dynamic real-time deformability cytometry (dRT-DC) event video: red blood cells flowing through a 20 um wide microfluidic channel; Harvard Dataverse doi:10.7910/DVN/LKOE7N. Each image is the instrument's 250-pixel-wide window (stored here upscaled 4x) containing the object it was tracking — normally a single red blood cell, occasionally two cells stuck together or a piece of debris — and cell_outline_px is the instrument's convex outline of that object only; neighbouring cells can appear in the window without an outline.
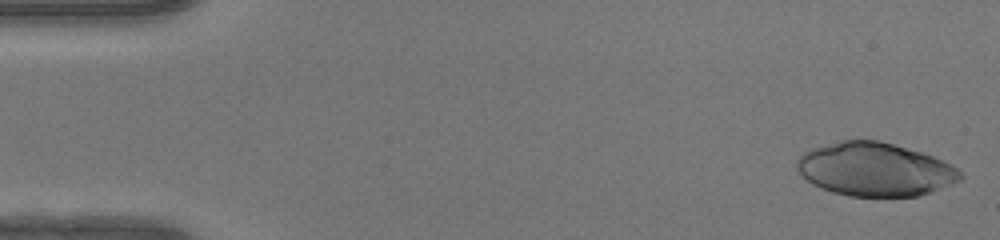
{"species": "human", "species_latin": "Homo sapiens", "temperature_condition": "warm", "stored_images_in_passage": 48, "camera_frame_rate_fps": 3000, "um_per_image_px": 0.085, "donor": {"sex": "female"}, "frame": {"image": 1, "passage_image": 1, "time_ms": 0.0, "image_size_px": [1000, 240], "cell_outline_px": [[964, 176], [960, 180], [928, 192], [916, 196], [848, 196], [832, 192], [812, 184], [796, 168], [796, 160], [804, 152], [812, 148], [840, 140], [880, 140], [920, 152], [932, 156], [952, 164]], "centroid_in_image_um": [74.34, 14.39], "position_along_channel_um": 10.7, "area_um2": 50.52}}
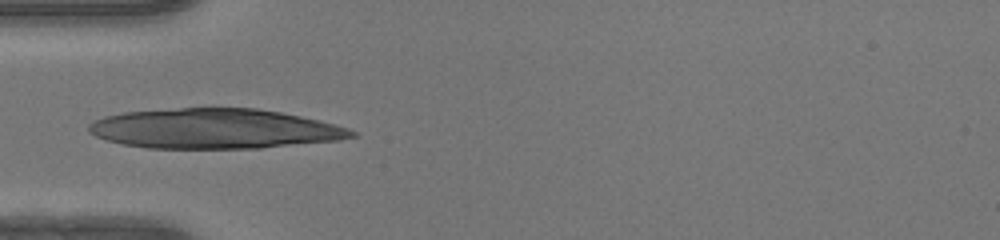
{"frame": {"image": 2, "passage_image": 15, "time_ms": 4.667, "image_size_px": [1000, 240], "cell_outline_px": [[356, 136], [340, 140], [260, 148], [148, 148], [124, 144], [108, 140], [96, 136], [88, 132], [88, 124], [104, 116], [124, 112], [180, 108], [256, 108], [280, 112], [320, 120], [336, 124], [348, 128], [356, 132]], "centroid_in_image_um": [18.26, 10.94], "position_along_channel_um": 66.7, "area_um2": 61.09}}